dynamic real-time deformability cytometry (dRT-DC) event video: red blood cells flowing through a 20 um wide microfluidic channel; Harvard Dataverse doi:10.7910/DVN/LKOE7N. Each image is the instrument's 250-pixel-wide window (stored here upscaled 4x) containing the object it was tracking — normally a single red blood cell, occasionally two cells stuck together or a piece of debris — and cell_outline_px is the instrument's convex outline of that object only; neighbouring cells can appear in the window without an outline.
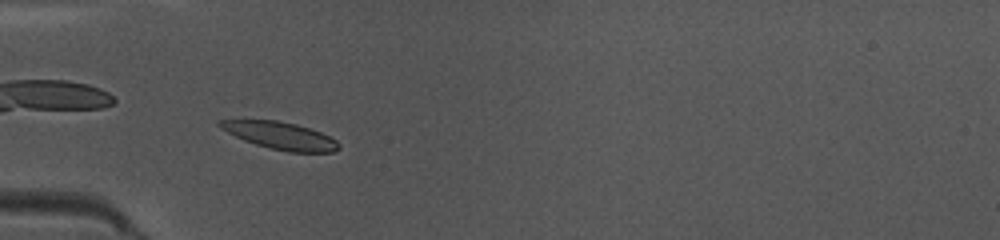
{"species": "common noctule bat (a hibernating species)", "species_latin": "Nyctalus noctula", "temperature_condition": "warm", "stored_images_in_passage": 34, "camera_frame_rate_fps": 3000, "um_per_image_px": 0.085, "animal": {"sex": "female", "body_mass_g": 10.0, "forearm_length_mm": 53.1}, "frame": {"image": 1, "passage_image": 1, "time_ms": 0.0, "image_size_px": [1000, 240], "cell_outline_px": [[340, 148], [332, 152], [288, 152], [256, 144], [244, 140], [220, 128], [216, 124], [216, 120], [276, 120], [296, 124], [320, 132], [336, 140], [340, 144]], "centroid_in_image_um": [23.82, 11.52], "position_along_channel_um": 61.2, "area_um2": 18.73}}
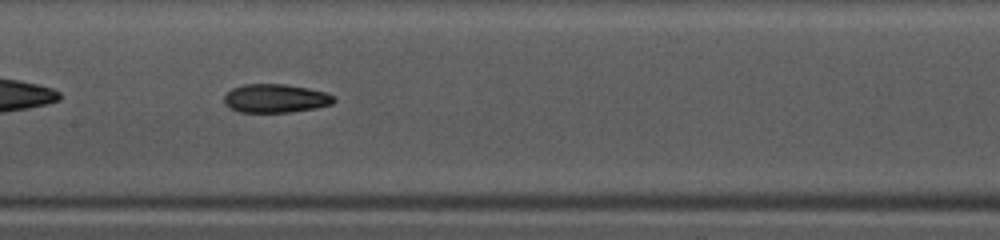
{"frame": {"image": 2, "passage_image": 10, "time_ms": 3.0, "image_size_px": [1000, 240], "cell_outline_px": [[336, 100], [332, 104], [316, 108], [292, 112], [240, 112], [224, 104], [224, 96], [232, 88], [244, 84], [284, 84], [308, 88], [328, 92], [336, 96]], "centroid_in_image_um": [23.47, 8.36], "position_along_channel_um": 183.9, "area_um2": 18.44}}
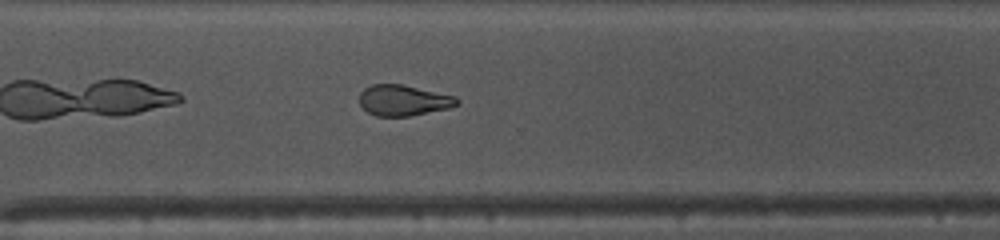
{"frame": {"image": 3, "passage_image": 21, "time_ms": 6.667, "image_size_px": [1000, 240], "cell_outline_px": [[460, 104], [452, 108], [408, 116], [376, 116], [368, 112], [360, 104], [360, 92], [364, 88], [372, 84], [404, 84], [456, 96], [460, 100]], "centroid_in_image_um": [34.34, 8.52], "position_along_channel_um": 336.3, "area_um2": 17.74}, "authors_computed_cell_mechanics": {"area_um2": 18.7272, "velocity_mm_per_s": 4.1711, "shape_relaxation_time_tau1_ms": 5.7566, "shape_relaxation_time_tau2_ms": 6.092, "deformation_change_tau1": 0.1697, "deformation_change_tau2": 0.1531}}